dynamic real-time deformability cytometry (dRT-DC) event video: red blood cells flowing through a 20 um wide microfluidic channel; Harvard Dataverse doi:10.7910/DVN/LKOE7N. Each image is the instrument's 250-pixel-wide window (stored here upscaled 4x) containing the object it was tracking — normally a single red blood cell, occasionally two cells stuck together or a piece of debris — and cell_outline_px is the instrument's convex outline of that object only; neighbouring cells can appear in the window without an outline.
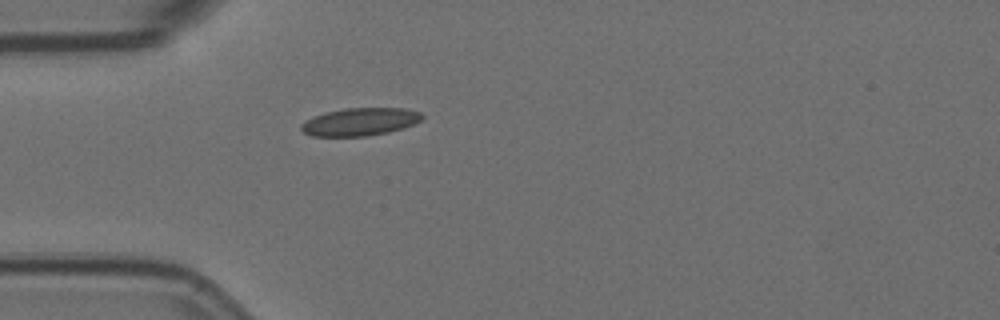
{"species": "Egyptian fruit bat (a non-hibernating species)", "species_latin": "Rousettus aegyptiacus", "temperature_condition": "room temperature", "stored_images_in_passage": 1, "camera_frame_rate_fps": 3000, "um_per_image_px": 0.085, "animal": {"sex": "female"}, "frame": {"image": 1, "passage_image": 1, "time_ms": 0.0, "image_size_px": [1000, 320], "cell_outline_px": [[424, 116], [420, 120], [404, 128], [388, 132], [364, 136], [312, 136], [304, 132], [300, 128], [300, 124], [304, 120], [312, 116], [344, 108], [408, 108], [420, 112]], "centroid_in_image_um": [30.58, 10.34], "position_along_channel_um": 54.4, "area_um2": 19.59}}